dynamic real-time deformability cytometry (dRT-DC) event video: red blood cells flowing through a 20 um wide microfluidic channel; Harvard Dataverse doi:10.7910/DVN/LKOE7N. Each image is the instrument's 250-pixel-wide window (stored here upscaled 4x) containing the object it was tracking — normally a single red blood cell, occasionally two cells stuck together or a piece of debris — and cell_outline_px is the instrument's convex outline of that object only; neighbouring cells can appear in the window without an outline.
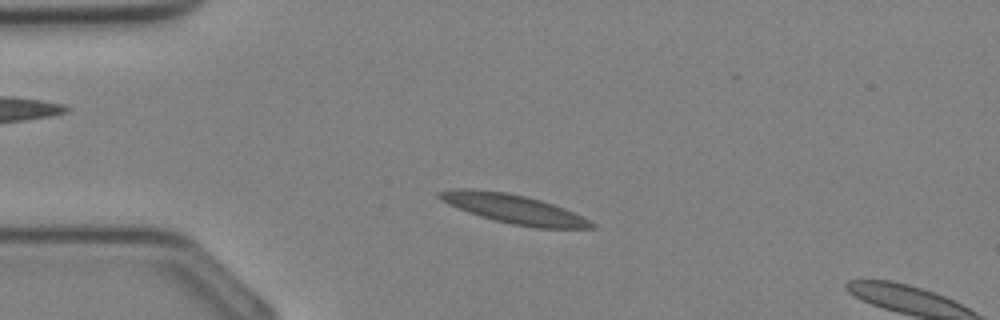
{"species": "Egyptian fruit bat (a non-hibernating species)", "species_latin": "Rousettus aegyptiacus", "temperature_condition": "cold", "stored_images_in_passage": 8, "camera_frame_rate_fps": 3000, "um_per_image_px": 0.085, "animal": {"sex": "female"}, "frame": {"image": 1, "passage_image": 6, "time_ms": 1.667, "image_size_px": [1000, 320], "cell_outline_px": [[596, 228], [536, 228], [512, 224], [480, 216], [468, 212], [448, 204], [436, 196], [436, 192], [456, 188], [476, 188], [508, 192], [540, 200], [564, 208], [584, 216], [596, 224]], "centroid_in_image_um": [43.66, 17.75], "position_along_channel_um": 41.3, "area_um2": 25.89}}